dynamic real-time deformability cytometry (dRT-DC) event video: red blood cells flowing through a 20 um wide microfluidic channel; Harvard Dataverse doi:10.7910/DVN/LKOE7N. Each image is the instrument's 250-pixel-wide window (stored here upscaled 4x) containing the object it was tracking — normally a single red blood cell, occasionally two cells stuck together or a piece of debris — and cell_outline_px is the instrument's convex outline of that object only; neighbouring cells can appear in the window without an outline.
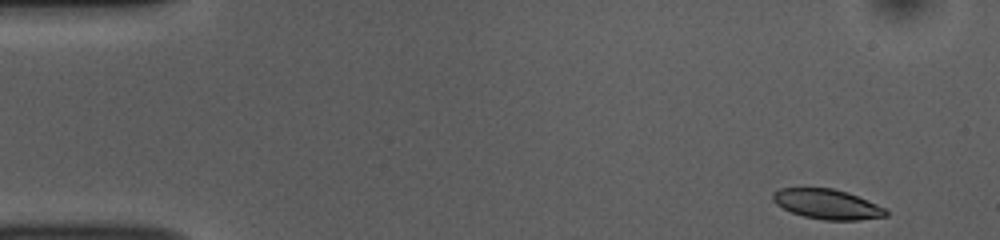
{"species": "common noctule bat (a hibernating species)", "species_latin": "Nyctalus noctula", "temperature_condition": "room temperature", "stored_images_in_passage": 50, "camera_frame_rate_fps": 3000, "um_per_image_px": 0.085, "animal": {"sex": "female", "body_mass_g": 10.0, "forearm_length_mm": 53.1}, "frame": {"image": 1, "passage_image": 1, "time_ms": 0.0, "image_size_px": [1000, 240], "cell_outline_px": [[888, 216], [860, 220], [824, 220], [804, 216], [792, 212], [776, 204], [772, 200], [772, 192], [780, 188], [832, 188], [848, 192], [868, 200], [884, 208], [888, 212]], "centroid_in_image_um": [70.31, 17.35], "position_along_channel_um": 14.7, "area_um2": 19.71}}
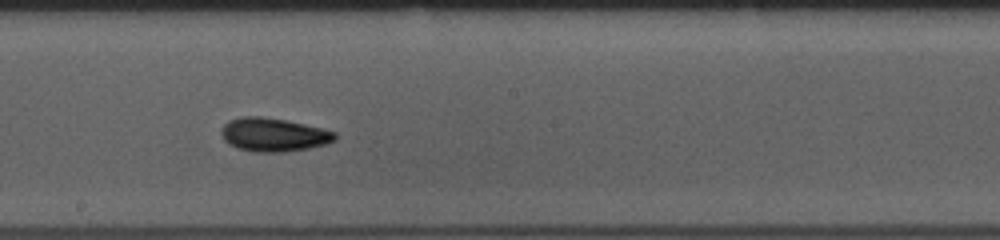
{"frame": {"image": 2, "passage_image": 26, "time_ms": 8.333, "image_size_px": [1000, 240], "cell_outline_px": [[336, 140], [328, 144], [308, 148], [284, 152], [252, 152], [236, 148], [228, 144], [224, 140], [220, 132], [224, 124], [228, 120], [244, 116], [260, 116], [284, 120], [304, 124], [336, 132]], "centroid_in_image_um": [23.23, 11.46], "position_along_channel_um": 225.0, "area_um2": 22.31}}
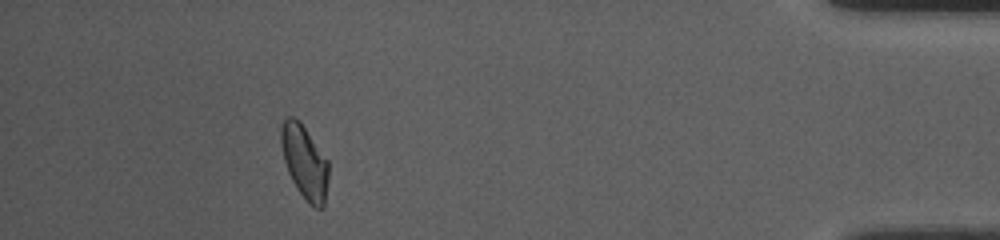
{"frame": {"image": 3, "passage_image": 45, "time_ms": 14.667, "image_size_px": [1000, 240], "cell_outline_px": [[328, 180], [324, 208], [316, 208], [308, 204], [296, 188], [288, 172], [284, 160], [280, 144], [280, 128], [284, 120], [288, 116], [292, 116], [300, 120], [328, 160]], "centroid_in_image_um": [25.88, 13.76], "position_along_channel_um": 409.3, "area_um2": 20.63}, "authors_computed_cell_mechanics": {"area_um2": 20.7213, "velocity_mm_per_s": 3.7847, "shape_relaxation_time_tau1_ms": 4.5531, "shape_relaxation_time_tau2_ms": 5.9534, "deformation_change_tau1": 0.1366, "deformation_change_tau2": 0.1182}}